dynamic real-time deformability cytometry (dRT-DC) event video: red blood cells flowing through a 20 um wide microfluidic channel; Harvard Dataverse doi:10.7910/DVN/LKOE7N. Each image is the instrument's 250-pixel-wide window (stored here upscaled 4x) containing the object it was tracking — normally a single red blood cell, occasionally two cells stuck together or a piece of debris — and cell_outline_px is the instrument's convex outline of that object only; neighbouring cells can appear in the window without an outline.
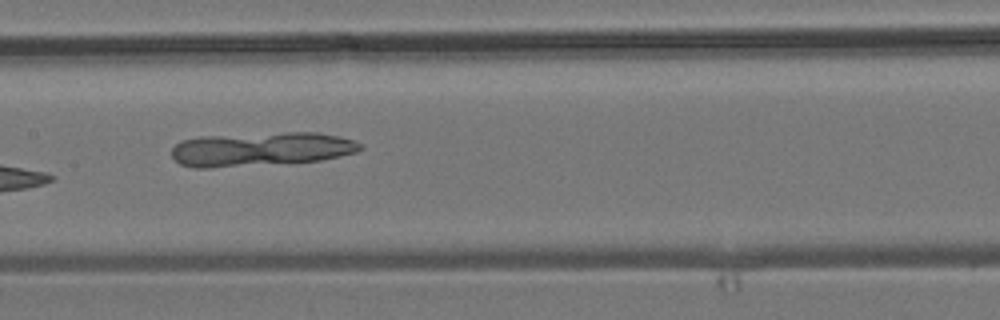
{"species": "common noctule bat (a hibernating species)", "species_latin": "Nyctalus noctula", "temperature_condition": "room temperature", "stored_images_in_passage": 14, "camera_frame_rate_fps": 3000, "um_per_image_px": 0.085, "animal": {"sex": "male", "body_mass_g": 19.2, "forearm_length_mm": 51.8}, "frame": {"image": 1, "passage_image": 8, "time_ms": 8.0, "image_size_px": [1000, 320], "cell_outline_px": [[364, 148], [356, 152], [320, 160], [208, 168], [192, 168], [180, 164], [172, 156], [172, 148], [180, 140], [200, 136], [284, 132], [316, 132], [340, 136], [356, 140], [364, 144]], "centroid_in_image_um": [22.19, 12.66], "position_along_channel_um": 185.2, "area_um2": 37.51}}
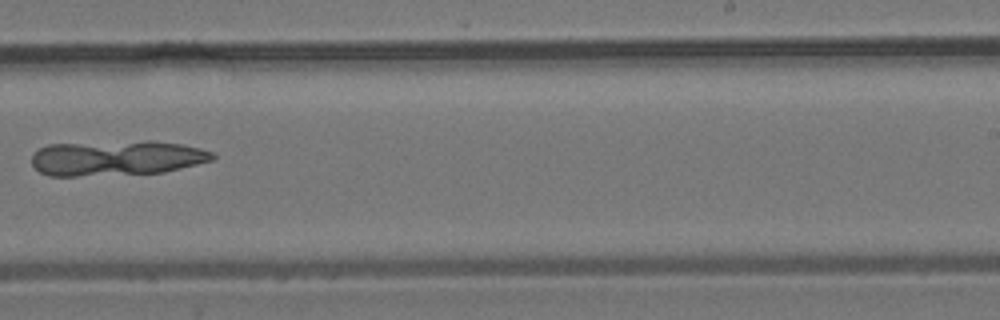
{"frame": {"image": 2, "passage_image": 10, "time_ms": 10.333, "image_size_px": [1000, 320], "cell_outline_px": [[216, 156], [212, 160], [164, 172], [76, 176], [48, 176], [40, 172], [32, 164], [32, 152], [48, 144], [144, 140], [152, 140], [180, 144], [200, 148], [212, 152]], "centroid_in_image_um": [9.87, 13.42], "position_along_channel_um": 279.1, "area_um2": 37.17}}
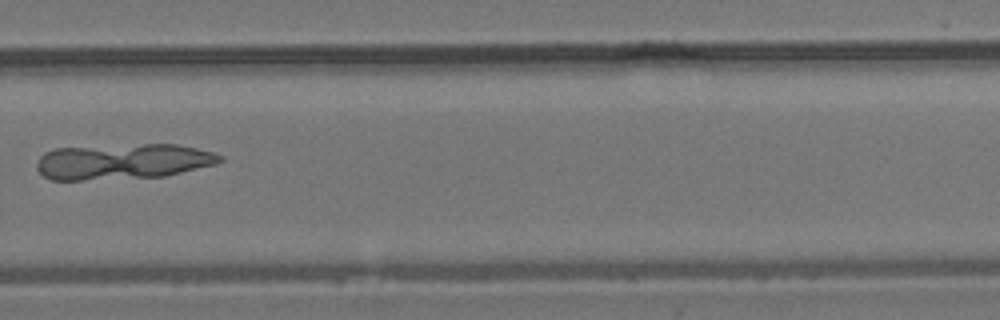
{"frame": {"image": 3, "passage_image": 11, "time_ms": 11.333, "image_size_px": [1000, 320], "cell_outline_px": [[224, 160], [216, 164], [164, 176], [80, 180], [52, 180], [44, 176], [40, 172], [36, 164], [40, 156], [44, 152], [56, 148], [144, 144], [176, 144], [196, 148], [212, 152], [224, 156]], "centroid_in_image_um": [10.45, 13.72], "position_along_channel_um": 319.4, "area_um2": 37.86}}